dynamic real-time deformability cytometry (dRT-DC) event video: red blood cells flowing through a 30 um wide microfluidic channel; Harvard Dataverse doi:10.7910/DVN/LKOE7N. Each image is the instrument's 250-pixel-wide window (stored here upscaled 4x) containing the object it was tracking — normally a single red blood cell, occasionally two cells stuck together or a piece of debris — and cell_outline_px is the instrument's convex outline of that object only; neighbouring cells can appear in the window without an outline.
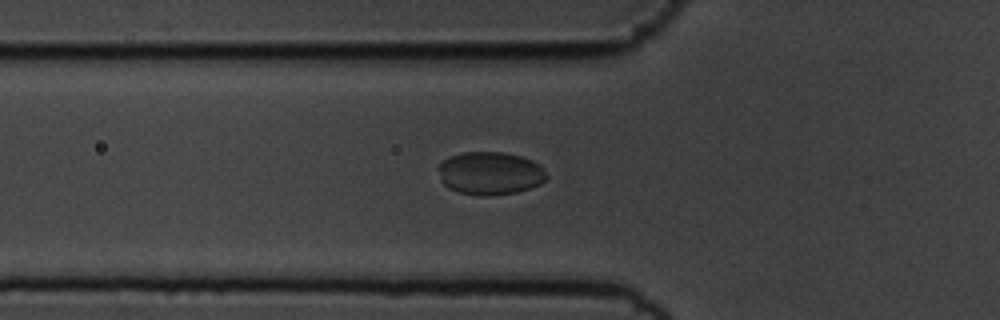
{"species": "common noctule bat (a hibernating species)", "species_latin": "Nyctalus noctula", "temperature_condition": "cold", "stored_images_in_passage": 57, "camera_frame_rate_fps": 3000, "um_per_image_px": 0.085, "animal": {"sex": "male", "body_mass_g": 19.5, "forearm_length_mm": 54.6}, "frame": {"image": 1, "passage_image": 20, "time_ms": 6.333, "image_size_px": [1000, 320], "cell_outline_px": [[548, 176], [540, 184], [516, 192], [488, 196], [476, 196], [460, 192], [448, 188], [440, 180], [436, 168], [448, 156], [464, 152], [504, 152], [520, 156], [532, 160], [540, 164]], "centroid_in_image_um": [41.62, 14.72], "position_along_channel_um": 84.2, "area_um2": 27.34}}
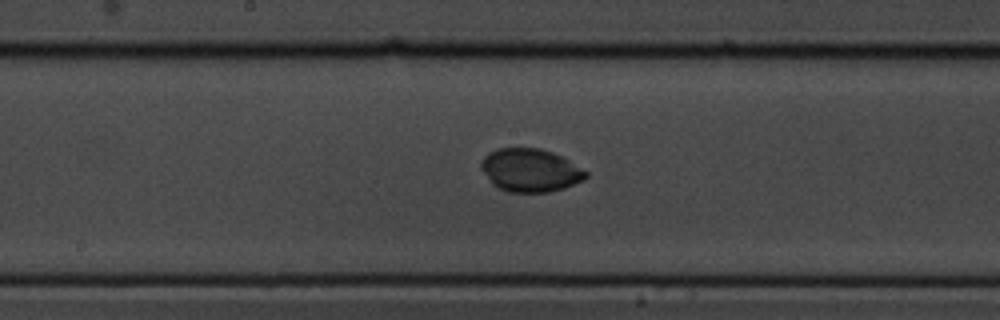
{"frame": {"image": 2, "passage_image": 30, "time_ms": 9.667, "image_size_px": [1000, 320], "cell_outline_px": [[588, 176], [584, 180], [564, 188], [548, 192], [508, 192], [492, 184], [480, 168], [480, 160], [488, 152], [496, 148], [540, 148], [552, 152], [568, 160], [588, 172]], "centroid_in_image_um": [45.05, 14.47], "position_along_channel_um": 203.2, "area_um2": 26.41}}
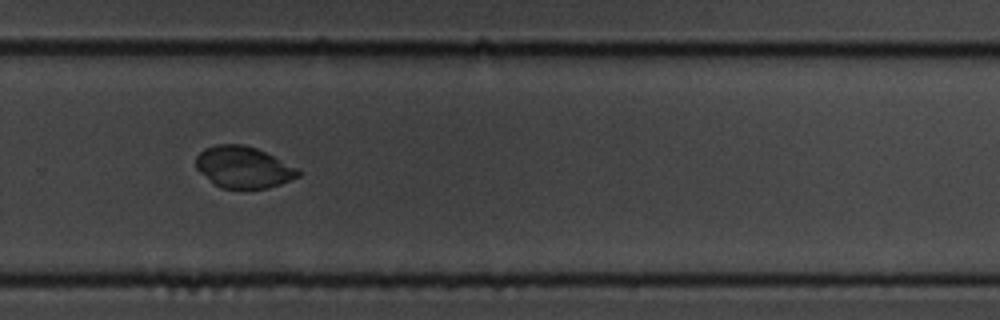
{"frame": {"image": 3, "passage_image": 39, "time_ms": 12.667, "image_size_px": [1000, 320], "cell_outline_px": [[300, 176], [280, 184], [268, 188], [248, 192], [240, 192], [220, 188], [200, 172], [196, 168], [196, 156], [204, 148], [216, 144], [244, 144], [256, 148], [296, 168], [300, 172]], "centroid_in_image_um": [20.66, 14.27], "position_along_channel_um": 309.1, "area_um2": 25.26}, "authors_computed_cell_mechanics": {"area_um2": 26.2412, "velocity_mm_per_s": 3.5529, "shape_relaxation_time_tau1_ms": 6.3927, "shape_relaxation_time_tau2_ms": null, "deformation_change_tau1": 0.0526, "deformation_change_tau2": null}}